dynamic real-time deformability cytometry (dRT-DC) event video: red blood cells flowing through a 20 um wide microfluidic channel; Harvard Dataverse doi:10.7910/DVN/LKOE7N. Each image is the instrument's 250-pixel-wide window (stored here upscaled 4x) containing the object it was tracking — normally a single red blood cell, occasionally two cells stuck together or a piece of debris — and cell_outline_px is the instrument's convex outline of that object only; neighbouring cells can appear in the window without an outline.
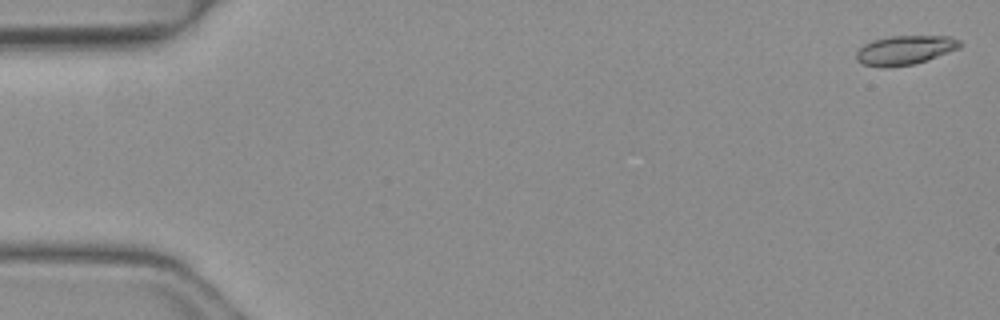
{"species": "common noctule bat (a hibernating species)", "species_latin": "Nyctalus noctula", "temperature_condition": "warm", "stored_images_in_passage": 4, "camera_frame_rate_fps": 3000, "um_per_image_px": 0.085, "animal": {"sex": "female", "body_mass_g": 19.3, "forearm_length_mm": 54.1}, "frame": {"image": 1, "passage_image": 1, "time_ms": 0.0, "image_size_px": [1000, 320], "cell_outline_px": [[964, 44], [960, 48], [912, 64], [884, 68], [864, 64], [856, 60], [856, 52], [864, 44], [872, 40], [888, 36], [952, 36], [960, 40]], "centroid_in_image_um": [76.92, 4.24], "position_along_channel_um": 8.1, "area_um2": 17.57}}